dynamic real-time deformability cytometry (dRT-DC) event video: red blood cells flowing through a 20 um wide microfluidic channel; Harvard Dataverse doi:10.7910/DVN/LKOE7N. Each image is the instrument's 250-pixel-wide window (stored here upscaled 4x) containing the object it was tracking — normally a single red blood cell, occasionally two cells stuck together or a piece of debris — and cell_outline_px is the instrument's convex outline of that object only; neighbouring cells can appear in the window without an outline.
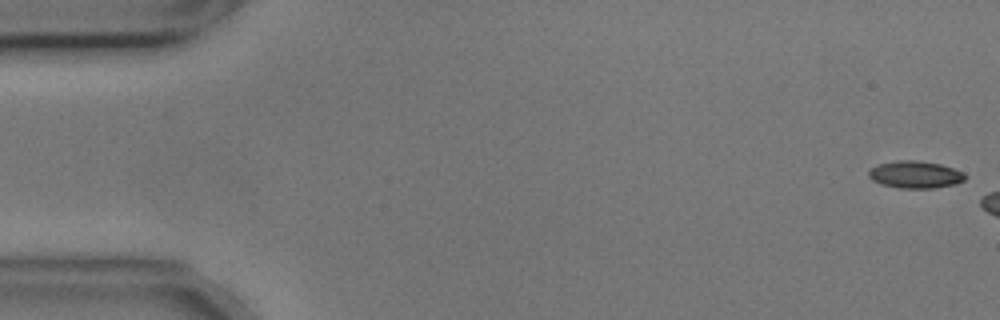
{"species": "common noctule bat (a hibernating species)", "species_latin": "Nyctalus noctula", "temperature_condition": "cold", "stored_images_in_passage": 6, "camera_frame_rate_fps": 3000, "um_per_image_px": 0.085, "animal": {"sex": "male", "body_mass_g": 17.9, "forearm_length_mm": 54.2}, "frame": {"image": 1, "passage_image": 1, "time_ms": 0.0, "image_size_px": [1000, 320], "cell_outline_px": [[964, 180], [956, 184], [936, 188], [900, 188], [880, 184], [872, 180], [868, 176], [868, 172], [872, 168], [880, 164], [896, 160], [916, 160], [940, 164], [964, 172]], "centroid_in_image_um": [77.79, 14.84], "position_along_channel_um": 7.2, "area_um2": 15.26}}